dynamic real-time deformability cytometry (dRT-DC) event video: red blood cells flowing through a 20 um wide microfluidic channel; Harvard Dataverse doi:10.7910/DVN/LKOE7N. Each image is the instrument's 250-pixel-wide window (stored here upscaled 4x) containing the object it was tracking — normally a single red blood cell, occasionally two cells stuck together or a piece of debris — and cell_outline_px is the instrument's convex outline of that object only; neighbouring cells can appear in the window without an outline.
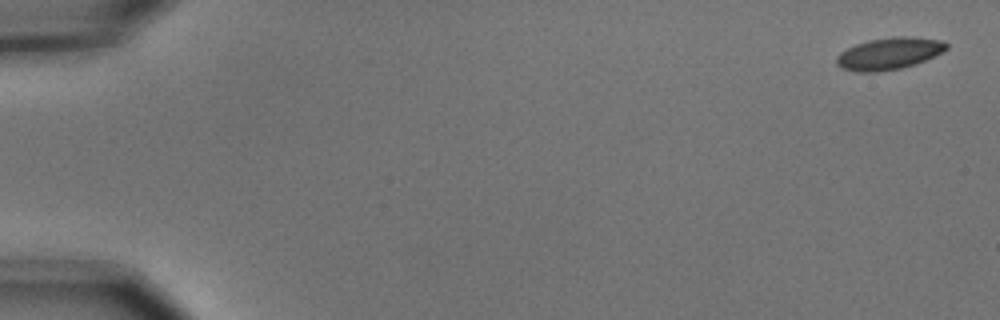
{"species": "common noctule bat (a hibernating species)", "species_latin": "Nyctalus noctula", "temperature_condition": "cold", "stored_images_in_passage": 8, "camera_frame_rate_fps": 3000, "um_per_image_px": 0.085, "animal": {"sex": "male", "body_mass_g": 15.6}, "frame": {"image": 1, "passage_image": 1, "time_ms": 0.0, "image_size_px": [1000, 320], "cell_outline_px": [[948, 48], [916, 64], [900, 68], [876, 72], [860, 72], [844, 68], [836, 64], [836, 56], [840, 52], [856, 44], [868, 40], [892, 36], [912, 36], [944, 40], [948, 44]], "centroid_in_image_um": [75.58, 4.53], "position_along_channel_um": 9.4, "area_um2": 20.4}}
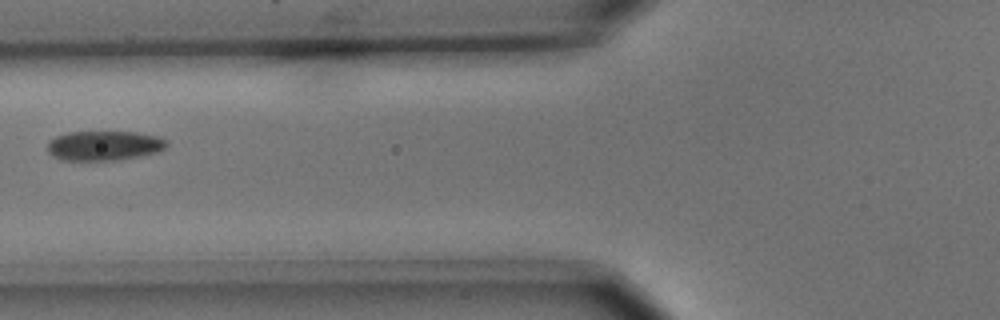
{"frame": {"image": 2, "passage_image": 7, "time_ms": 2.0, "image_size_px": [1000, 320], "cell_outline_px": [[168, 144], [164, 148], [156, 152], [140, 156], [116, 160], [60, 160], [52, 156], [48, 152], [48, 140], [56, 136], [68, 132], [136, 132], [160, 136]], "centroid_in_image_um": [8.82, 12.38], "position_along_channel_um": 117.0, "area_um2": 20.63}}
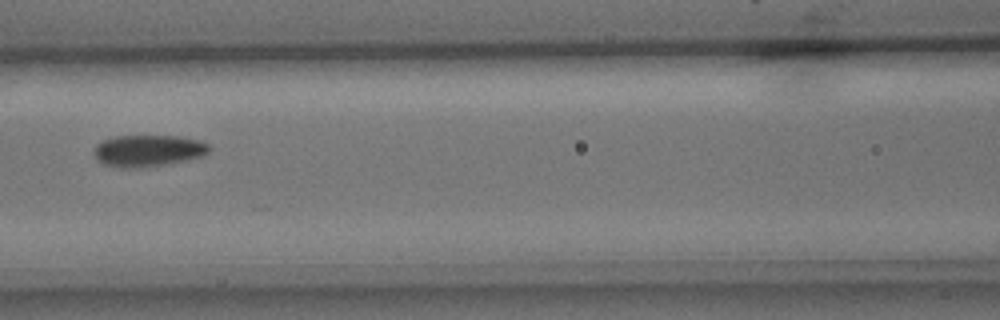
{"frame": {"image": 3, "passage_image": 8, "time_ms": 2.333, "image_size_px": [1000, 320], "cell_outline_px": [[208, 152], [204, 156], [164, 164], [140, 168], [120, 168], [104, 164], [96, 160], [92, 152], [96, 144], [100, 140], [116, 136], [176, 136], [196, 140], [208, 144]], "centroid_in_image_um": [12.49, 12.81], "position_along_channel_um": 154.1, "area_um2": 21.27}}